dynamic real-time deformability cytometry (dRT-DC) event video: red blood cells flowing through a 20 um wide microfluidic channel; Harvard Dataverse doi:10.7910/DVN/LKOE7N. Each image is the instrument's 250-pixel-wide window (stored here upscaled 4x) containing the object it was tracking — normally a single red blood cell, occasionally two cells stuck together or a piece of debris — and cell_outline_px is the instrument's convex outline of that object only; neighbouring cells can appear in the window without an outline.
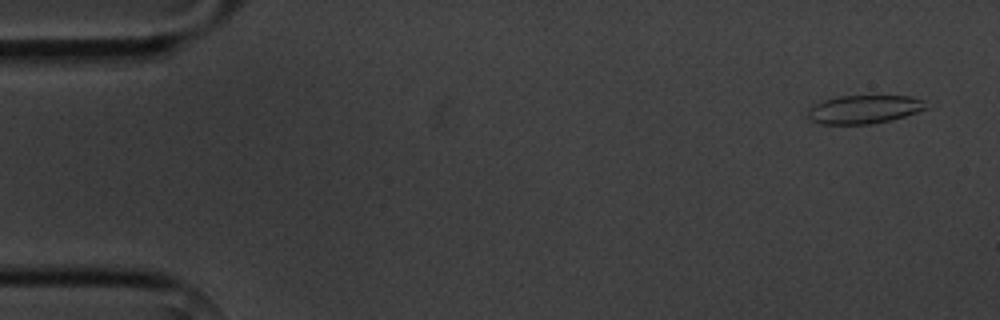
{"species": "common noctule bat (a hibernating species)", "species_latin": "Nyctalus noctula", "temperature_condition": "cold", "stored_images_in_passage": 14, "camera_frame_rate_fps": 3000, "um_per_image_px": 0.085, "animal": {"sex": "male", "body_mass_g": 20.1, "forearm_length_mm": 53.5}, "frame": {"image": 1, "passage_image": 1, "time_ms": 0.0, "image_size_px": [1000, 320], "cell_outline_px": [[928, 108], [892, 120], [868, 124], [820, 124], [808, 120], [808, 108], [824, 100], [840, 96], [912, 96], [924, 100]], "centroid_in_image_um": [73.44, 9.3], "position_along_channel_um": 11.6, "area_um2": 19.59}}
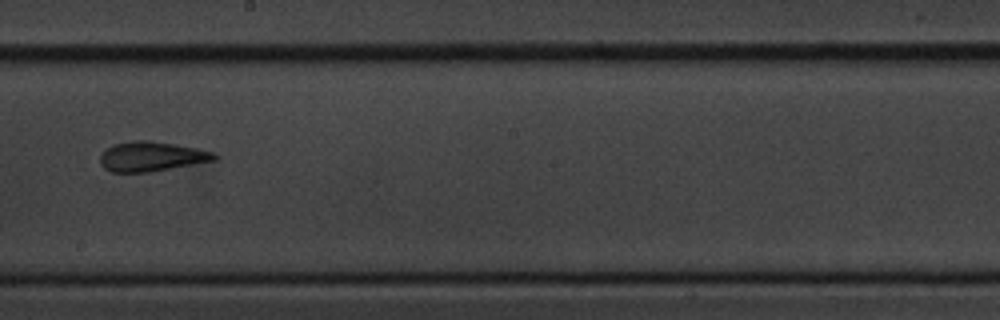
{"frame": {"image": 2, "passage_image": 8, "time_ms": 9.333, "image_size_px": [1000, 320], "cell_outline_px": [[216, 160], [148, 172], [112, 172], [104, 168], [100, 164], [100, 156], [112, 144], [132, 140], [144, 140], [176, 144], [216, 152]], "centroid_in_image_um": [12.87, 13.29], "position_along_channel_um": 235.3, "area_um2": 19.65}}
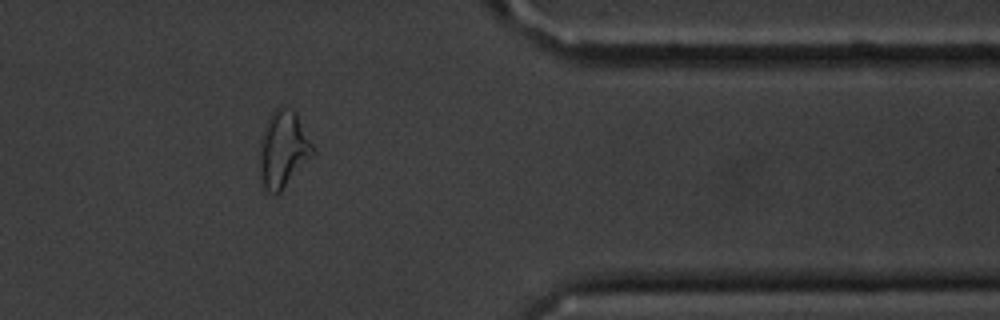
{"frame": {"image": 3, "passage_image": 12, "time_ms": 14.0, "image_size_px": [1000, 320], "cell_outline_px": [[316, 152], [280, 192], [264, 192], [260, 184], [260, 140], [268, 120], [272, 112], [280, 104], [292, 108], [296, 112], [316, 148]], "centroid_in_image_um": [24.09, 12.68], "position_along_channel_um": 387.3, "area_um2": 24.1}, "authors_computed_cell_mechanics": {"area_um2": 19.6231, "velocity_mm_per_s": 3.6409, "shape_relaxation_time_tau1_ms": null, "shape_relaxation_time_tau2_ms": 2.1512, "deformation_change_tau1": null, "deformation_change_tau2": 0.0845}}